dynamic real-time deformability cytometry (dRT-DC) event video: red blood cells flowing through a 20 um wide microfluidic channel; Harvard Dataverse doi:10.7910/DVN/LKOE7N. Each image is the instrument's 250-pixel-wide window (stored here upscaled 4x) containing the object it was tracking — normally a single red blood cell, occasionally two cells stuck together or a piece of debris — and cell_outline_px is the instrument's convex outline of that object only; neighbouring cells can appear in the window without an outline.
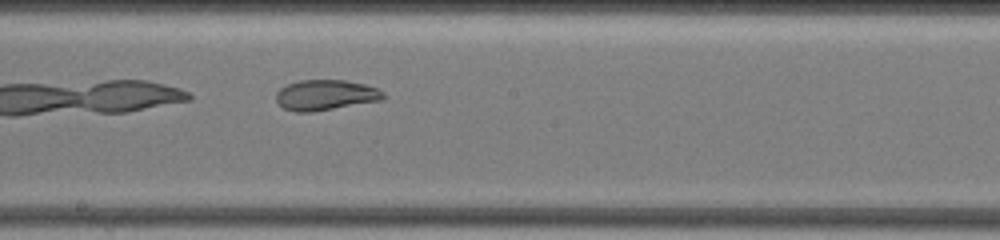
{"species": "common noctule bat (a hibernating species)", "species_latin": "Nyctalus noctula", "temperature_condition": "warm", "stored_images_in_passage": 27, "camera_frame_rate_fps": 3000, "um_per_image_px": 0.085, "animal": {"sex": "female", "body_mass_g": 19.5, "forearm_length_mm": 54.1}, "frame": {"image": 1, "passage_image": 12, "time_ms": 5.333, "image_size_px": [1000, 240], "cell_outline_px": [[384, 100], [312, 112], [296, 112], [284, 108], [276, 100], [276, 92], [280, 88], [288, 84], [300, 80], [344, 80], [364, 84], [376, 88], [384, 92]], "centroid_in_image_um": [27.68, 8.08], "position_along_channel_um": 220.5, "area_um2": 19.02}}
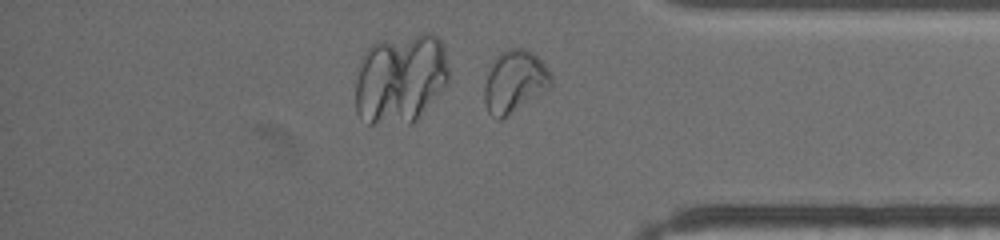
{"frame": {"image": 2, "passage_image": 23, "time_ms": 10.333, "image_size_px": [1000, 240], "cell_outline_px": [[552, 88], [508, 116], [500, 120], [492, 116], [488, 112], [484, 100], [484, 84], [492, 60], [500, 52], [508, 48], [524, 48], [532, 52], [552, 72]], "centroid_in_image_um": [43.76, 6.94], "position_along_channel_um": 391.4, "area_um2": 24.74}, "authors_computed_cell_mechanics": {"area_um2": 20.6924, "velocity_mm_per_s": 3.5371, "shape_relaxation_time_tau1_ms": 2.7685, "shape_relaxation_time_tau2_ms": 1.5706, "deformation_change_tau1": 0.2521, "deformation_change_tau2": 0.0702}}